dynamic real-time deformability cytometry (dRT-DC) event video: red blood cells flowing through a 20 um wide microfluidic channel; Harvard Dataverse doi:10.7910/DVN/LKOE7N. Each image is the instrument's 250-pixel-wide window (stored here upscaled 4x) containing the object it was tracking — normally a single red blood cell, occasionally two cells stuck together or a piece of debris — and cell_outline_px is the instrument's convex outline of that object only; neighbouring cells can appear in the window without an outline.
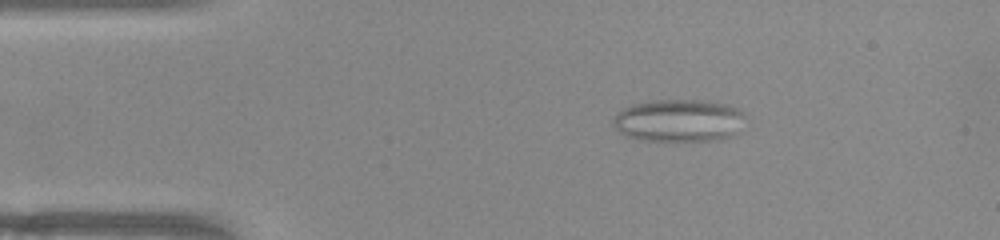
{"species": "common noctule bat (a hibernating species)", "species_latin": "Nyctalus noctula", "temperature_condition": "warm", "stored_images_in_passage": 50, "camera_frame_rate_fps": 3000, "um_per_image_px": 0.085, "animal": {"sex": "female", "body_mass_g": 22.0, "forearm_length_mm": 56.7}, "frame": {"image": 1, "passage_image": 8, "time_ms": 2.333, "image_size_px": [1000, 240], "cell_outline_px": [[748, 116], [740, 132], [732, 136], [720, 140], [640, 140], [624, 136], [612, 124], [612, 120], [624, 108], [632, 104], [656, 100], [704, 100], [724, 104], [740, 108]], "centroid_in_image_um": [57.79, 10.25], "position_along_channel_um": 27.2, "area_um2": 33.18}}
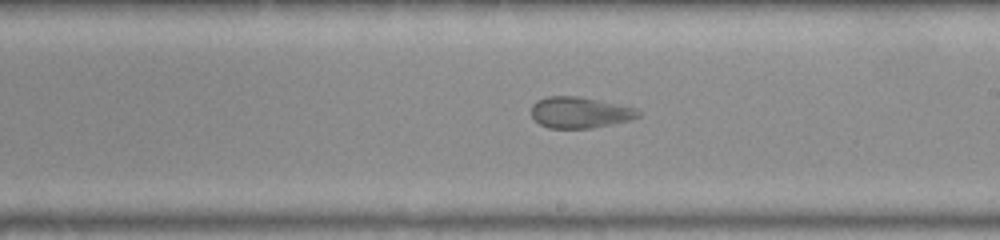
{"frame": {"image": 2, "passage_image": 28, "time_ms": 9.0, "image_size_px": [1000, 240], "cell_outline_px": [[640, 116], [632, 120], [592, 128], [548, 128], [540, 124], [532, 116], [532, 104], [536, 100], [548, 96], [576, 96], [636, 108], [640, 112]], "centroid_in_image_um": [49.28, 9.57], "position_along_channel_um": 239.7, "area_um2": 19.31}}
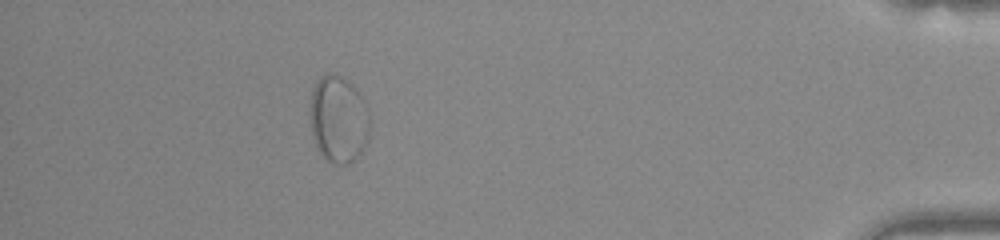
{"frame": {"image": 3, "passage_image": 45, "time_ms": 14.667, "image_size_px": [1000, 240], "cell_outline_px": [[368, 140], [360, 152], [348, 164], [336, 164], [328, 160], [316, 148], [312, 132], [308, 112], [312, 88], [316, 80], [320, 76], [328, 72], [332, 72], [340, 76], [352, 84], [356, 88], [368, 108]], "centroid_in_image_um": [28.72, 10.09], "position_along_channel_um": 406.5, "area_um2": 30.52}}